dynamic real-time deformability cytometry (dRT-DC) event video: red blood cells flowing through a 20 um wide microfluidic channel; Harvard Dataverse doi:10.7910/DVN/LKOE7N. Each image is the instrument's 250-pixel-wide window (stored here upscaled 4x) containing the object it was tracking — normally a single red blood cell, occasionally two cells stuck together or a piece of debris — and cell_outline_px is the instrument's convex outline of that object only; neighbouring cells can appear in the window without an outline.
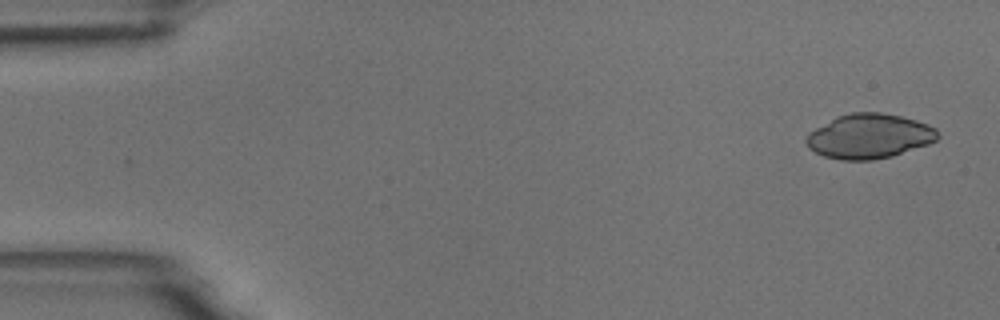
{"species": "common noctule bat (a hibernating species)", "species_latin": "Nyctalus noctula", "temperature_condition": "room temperature", "stored_images_in_passage": 53, "camera_frame_rate_fps": 3000, "um_per_image_px": 0.085, "animal": {"sex": "male", "body_mass_g": 18.8}, "frame": {"image": 1, "passage_image": 1, "time_ms": 0.0, "image_size_px": [1000, 320], "cell_outline_px": [[940, 136], [936, 140], [928, 144], [892, 156], [872, 160], [840, 160], [824, 156], [808, 148], [804, 140], [808, 132], [836, 116], [852, 112], [880, 112], [900, 116], [916, 120], [928, 124], [936, 128]], "centroid_in_image_um": [73.86, 11.57], "position_along_channel_um": 11.1, "area_um2": 34.39}}